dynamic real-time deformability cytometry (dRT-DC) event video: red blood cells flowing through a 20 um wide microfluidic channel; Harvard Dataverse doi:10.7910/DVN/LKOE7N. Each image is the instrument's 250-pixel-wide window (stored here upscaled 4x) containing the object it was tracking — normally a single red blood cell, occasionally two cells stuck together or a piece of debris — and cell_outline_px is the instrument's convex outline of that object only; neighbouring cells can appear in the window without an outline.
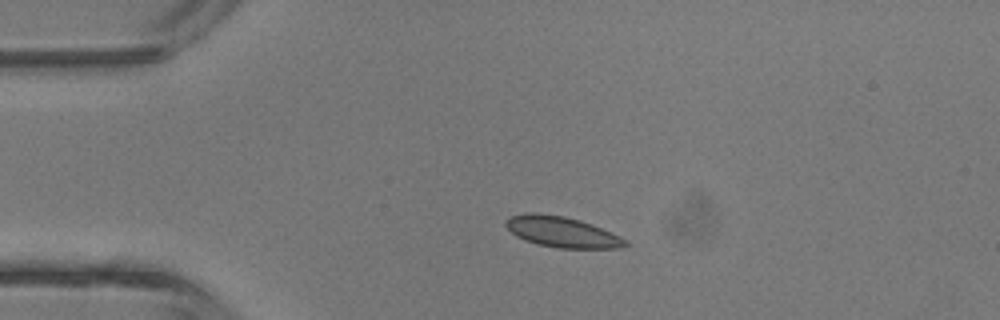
{"species": "common noctule bat (a hibernating species)", "species_latin": "Nyctalus noctula", "temperature_condition": "room temperature", "stored_images_in_passage": 4, "camera_frame_rate_fps": 3000, "um_per_image_px": 0.085, "animal": {"sex": "male", "body_mass_g": 13.3}, "frame": {"image": 1, "passage_image": 3, "time_ms": 2.333, "image_size_px": [1000, 320], "cell_outline_px": [[628, 244], [620, 248], [560, 248], [536, 244], [524, 240], [516, 236], [504, 224], [508, 216], [528, 212], [536, 212], [564, 216], [580, 220], [592, 224], [620, 236], [628, 240]], "centroid_in_image_um": [47.74, 19.7], "position_along_channel_um": 37.3, "area_um2": 21.5}}